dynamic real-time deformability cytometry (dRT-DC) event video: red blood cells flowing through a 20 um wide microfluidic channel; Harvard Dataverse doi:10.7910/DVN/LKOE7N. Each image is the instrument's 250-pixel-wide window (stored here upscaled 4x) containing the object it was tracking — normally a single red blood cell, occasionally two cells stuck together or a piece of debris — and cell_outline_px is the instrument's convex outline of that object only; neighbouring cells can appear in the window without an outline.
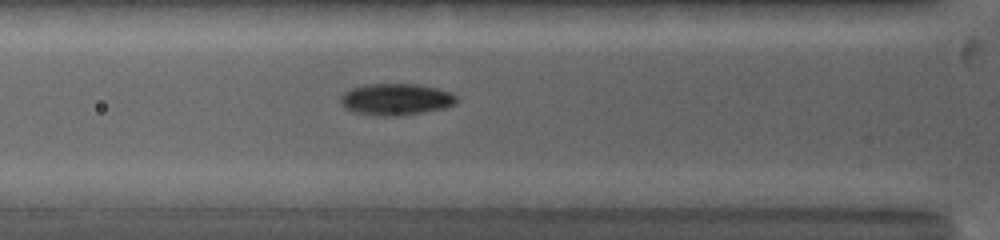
{"species": "common noctule bat (a hibernating species)", "species_latin": "Nyctalus noctula", "temperature_condition": "warm", "stored_images_in_passage": 33, "camera_frame_rate_fps": 5000, "um_per_image_px": 0.085, "animal": {"sex": "female", "body_mass_g": 19.0, "forearm_length_mm": 53.3}, "frame": {"image": 1, "passage_image": 5, "time_ms": 1.4, "image_size_px": [1000, 240], "cell_outline_px": [[456, 104], [444, 108], [400, 116], [380, 116], [356, 112], [344, 108], [340, 104], [340, 96], [344, 92], [352, 88], [364, 84], [416, 84], [436, 88], [452, 92], [456, 96]], "centroid_in_image_um": [33.64, 8.44], "position_along_channel_um": 92.2, "area_um2": 21.44}}
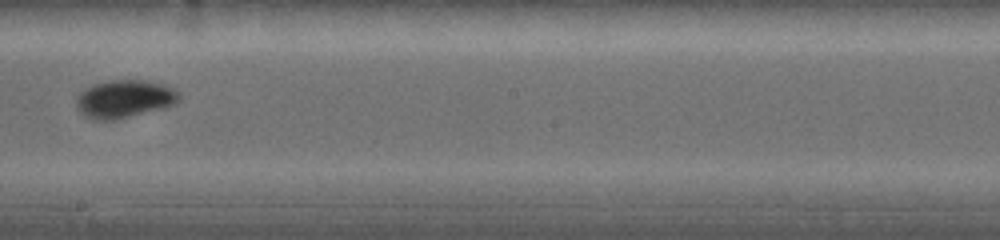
{"frame": {"image": 2, "passage_image": 14, "time_ms": 5.0, "image_size_px": [1000, 240], "cell_outline_px": [[180, 100], [176, 104], [164, 108], [116, 120], [92, 120], [84, 116], [76, 108], [76, 96], [84, 88], [92, 84], [108, 80], [148, 80], [164, 84], [180, 92]], "centroid_in_image_um": [10.57, 8.41], "position_along_channel_um": 237.6, "area_um2": 23.24}}
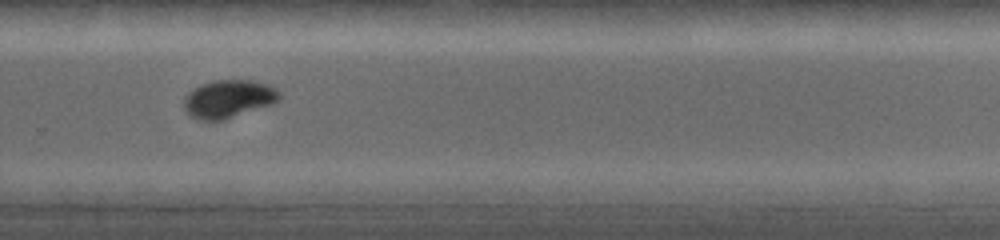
{"frame": {"image": 3, "passage_image": 19, "time_ms": 6.8, "image_size_px": [1000, 240], "cell_outline_px": [[280, 96], [272, 104], [224, 120], [196, 120], [184, 108], [184, 100], [188, 92], [200, 84], [212, 80], [252, 80], [264, 84], [280, 92]], "centroid_in_image_um": [19.37, 8.41], "position_along_channel_um": 310.4, "area_um2": 20.87}, "authors_computed_cell_mechanics": {"area_um2": 20.8658, "velocity_mm_per_s": 4.0512, "shape_relaxation_time_tau1_ms": 2.7708, "shape_relaxation_time_tau2_ms": null, "deformation_change_tau1": 0.1669, "deformation_change_tau2": null}}